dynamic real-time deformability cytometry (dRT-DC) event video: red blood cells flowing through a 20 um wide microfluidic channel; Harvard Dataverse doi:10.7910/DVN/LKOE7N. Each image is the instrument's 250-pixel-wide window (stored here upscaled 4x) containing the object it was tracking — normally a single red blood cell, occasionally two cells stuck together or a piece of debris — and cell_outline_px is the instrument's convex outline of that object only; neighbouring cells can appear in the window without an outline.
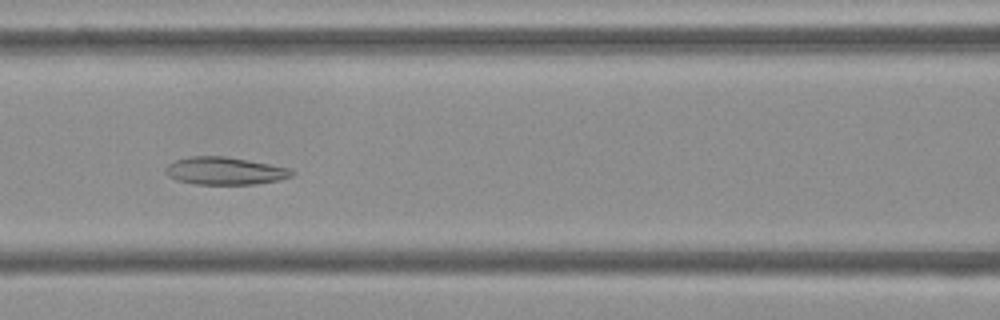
{"species": "Egyptian fruit bat (a non-hibernating species)", "species_latin": "Rousettus aegyptiacus", "temperature_condition": "cold", "stored_images_in_passage": 55, "camera_frame_rate_fps": 3000, "um_per_image_px": 0.085, "frame": {"image": 1, "passage_image": 24, "time_ms": 7.667, "image_size_px": [1000, 320], "cell_outline_px": [[296, 172], [292, 176], [280, 180], [256, 184], [196, 184], [176, 180], [168, 176], [164, 172], [164, 168], [168, 164], [176, 160], [192, 156], [224, 156], [268, 164], [288, 168]], "centroid_in_image_um": [19.09, 14.53], "position_along_channel_um": 147.5, "area_um2": 20.23}}
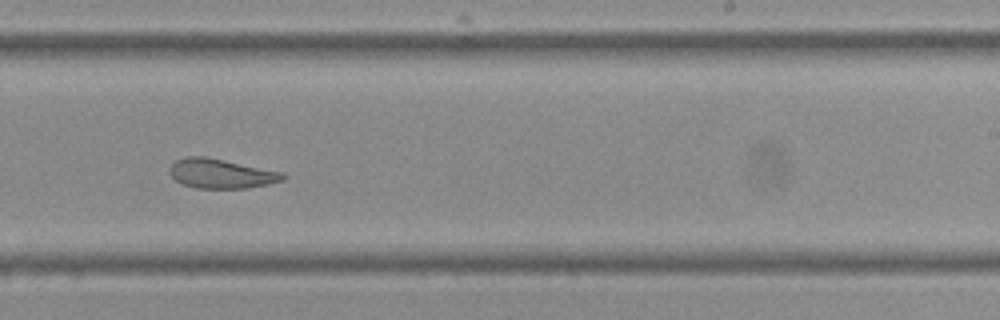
{"frame": {"image": 2, "passage_image": 34, "time_ms": 11.0, "image_size_px": [1000, 320], "cell_outline_px": [[288, 176], [284, 180], [268, 184], [248, 188], [196, 188], [184, 184], [176, 180], [168, 172], [168, 168], [176, 160], [184, 156], [204, 156], [284, 172]], "centroid_in_image_um": [18.81, 14.75], "position_along_channel_um": 270.2, "area_um2": 19.54}}
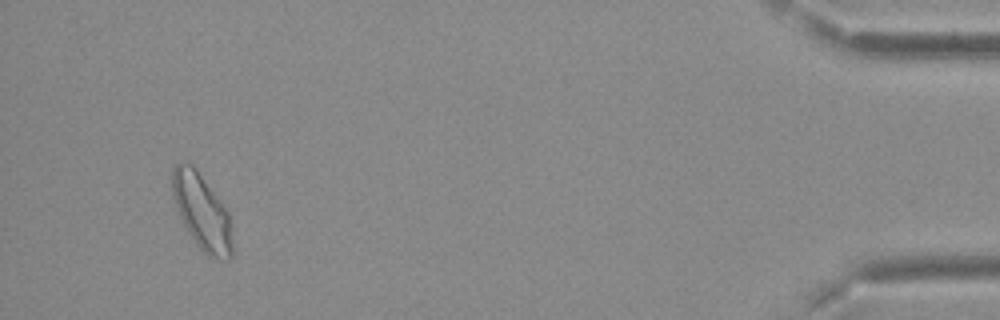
{"frame": {"image": 3, "passage_image": 52, "time_ms": 17.0, "image_size_px": [1000, 320], "cell_outline_px": [[232, 256], [228, 260], [212, 260], [196, 244], [188, 232], [176, 208], [172, 196], [172, 168], [180, 160], [184, 160], [192, 164], [220, 200], [228, 212], [232, 244]], "centroid_in_image_um": [17.14, 18.01], "position_along_channel_um": 418.1, "area_um2": 26.53}, "authors_computed_cell_mechanics": {"area_um2": 22.9466, "velocity_mm_per_s": 3.6878, "shape_relaxation_time_tau1_ms": null, "shape_relaxation_time_tau2_ms": 2.2322, "deformation_change_tau1": null, "deformation_change_tau2": 0.0871}}